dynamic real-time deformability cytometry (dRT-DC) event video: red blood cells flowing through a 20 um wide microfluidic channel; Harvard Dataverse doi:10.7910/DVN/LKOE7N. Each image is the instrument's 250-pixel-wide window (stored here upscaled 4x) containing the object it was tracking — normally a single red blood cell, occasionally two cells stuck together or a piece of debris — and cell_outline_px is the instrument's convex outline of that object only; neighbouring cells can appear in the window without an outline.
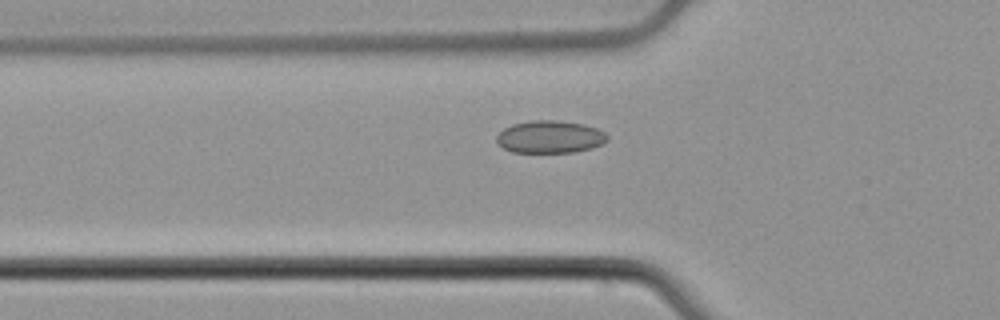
{"species": "common noctule bat (a hibernating species)", "species_latin": "Nyctalus noctula", "temperature_condition": "cold", "stored_images_in_passage": 5, "camera_frame_rate_fps": 3000, "um_per_image_px": 0.085, "animal": {"sex": "male", "body_mass_g": 21.5, "forearm_length_mm": 52.0}, "frame": {"image": 1, "passage_image": 5, "time_ms": 1.333, "image_size_px": [1000, 320], "cell_outline_px": [[608, 140], [604, 144], [592, 148], [572, 152], [512, 152], [496, 144], [496, 136], [504, 128], [512, 124], [532, 120], [556, 120], [584, 124], [596, 128], [604, 132], [608, 136]], "centroid_in_image_um": [46.74, 11.63], "position_along_channel_um": 79.1, "area_um2": 21.1}}